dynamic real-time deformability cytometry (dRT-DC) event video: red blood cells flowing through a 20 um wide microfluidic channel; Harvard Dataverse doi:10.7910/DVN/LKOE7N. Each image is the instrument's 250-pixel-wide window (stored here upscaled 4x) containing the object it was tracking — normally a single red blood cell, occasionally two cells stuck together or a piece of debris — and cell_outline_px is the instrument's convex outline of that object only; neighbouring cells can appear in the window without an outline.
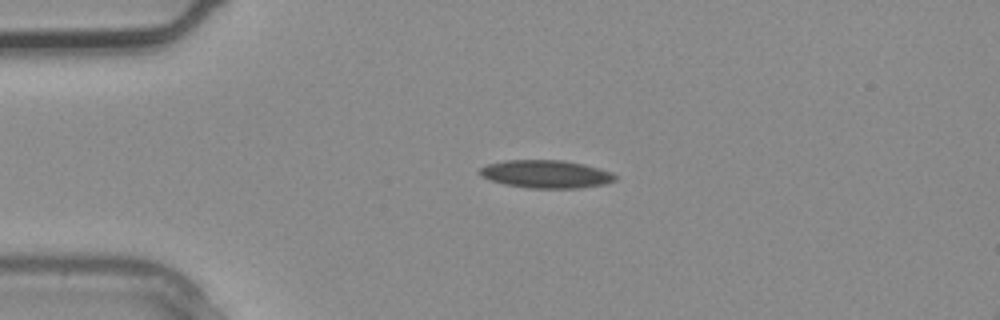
{"species": "common noctule bat (a hibernating species)", "species_latin": "Nyctalus noctula", "temperature_condition": "warm", "stored_images_in_passage": 4, "camera_frame_rate_fps": 3000, "um_per_image_px": 0.085, "animal": {"sex": "male", "body_mass_g": 20.4}, "frame": {"image": 1, "passage_image": 4, "time_ms": 1.0, "image_size_px": [1000, 320], "cell_outline_px": [[616, 180], [604, 184], [576, 188], [528, 188], [504, 184], [488, 180], [480, 176], [476, 172], [480, 168], [488, 164], [504, 160], [564, 160], [584, 164], [612, 172], [616, 176]], "centroid_in_image_um": [46.36, 14.79], "position_along_channel_um": 38.6, "area_um2": 22.2}}